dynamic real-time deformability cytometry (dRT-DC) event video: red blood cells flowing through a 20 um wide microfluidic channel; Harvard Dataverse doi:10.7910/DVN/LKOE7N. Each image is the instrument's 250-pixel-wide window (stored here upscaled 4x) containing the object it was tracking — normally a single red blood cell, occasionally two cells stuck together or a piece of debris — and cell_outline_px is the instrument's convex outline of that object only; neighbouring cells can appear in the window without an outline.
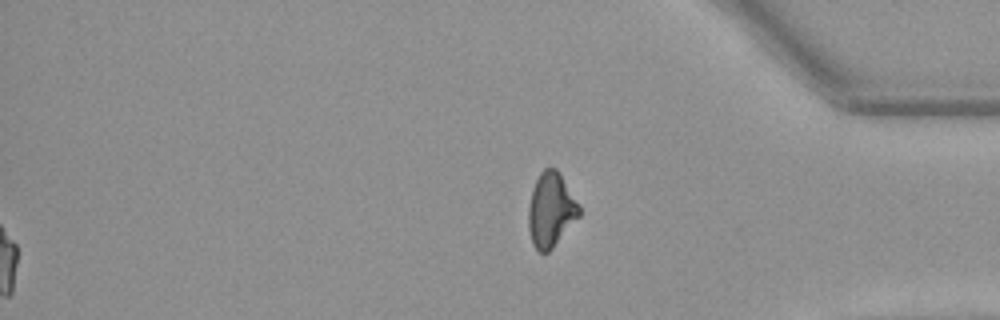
{"species": "Egyptian fruit bat (a non-hibernating species)", "species_latin": "Rousettus aegyptiacus", "temperature_condition": "warm", "stored_images_in_passage": 54, "segment_of_instrument_passage": [2, 2], "camera_frame_rate_fps": 3000, "um_per_image_px": 0.085, "animal": {"sex": "female"}, "frame": {"image": 1, "passage_image": 54, "time_ms": 17.667, "image_size_px": [1000, 320], "cell_outline_px": [[580, 216], [552, 248], [548, 252], [540, 252], [532, 244], [528, 228], [528, 208], [532, 188], [540, 172], [544, 168], [556, 168], [560, 172], [580, 204]], "centroid_in_image_um": [46.83, 17.81], "position_along_channel_um": 388.4, "area_um2": 22.2}}